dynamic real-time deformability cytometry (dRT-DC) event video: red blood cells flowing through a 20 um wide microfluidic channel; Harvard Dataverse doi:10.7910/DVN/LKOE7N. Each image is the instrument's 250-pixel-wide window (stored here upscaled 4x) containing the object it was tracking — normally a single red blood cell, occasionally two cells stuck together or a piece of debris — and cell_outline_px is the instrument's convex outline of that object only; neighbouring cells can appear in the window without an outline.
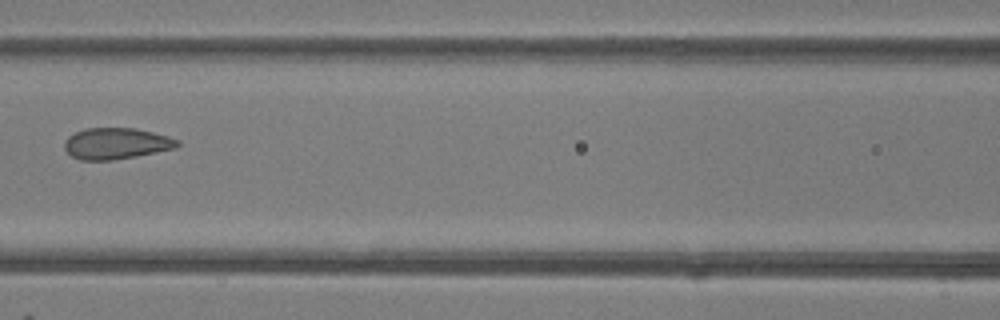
{"species": "common noctule bat (a hibernating species)", "species_latin": "Nyctalus noctula", "temperature_condition": "room temperature", "stored_images_in_passage": 5, "camera_frame_rate_fps": 3000, "um_per_image_px": 0.085, "animal": {"sex": "female"}, "frame": {"image": 1, "passage_image": 4, "time_ms": 3.333, "image_size_px": [1000, 320], "cell_outline_px": [[180, 144], [176, 148], [136, 156], [112, 160], [80, 160], [72, 156], [64, 148], [64, 140], [68, 136], [84, 128], [136, 128], [168, 136], [180, 140]], "centroid_in_image_um": [9.88, 12.19], "position_along_channel_um": 156.7, "area_um2": 20.63}}
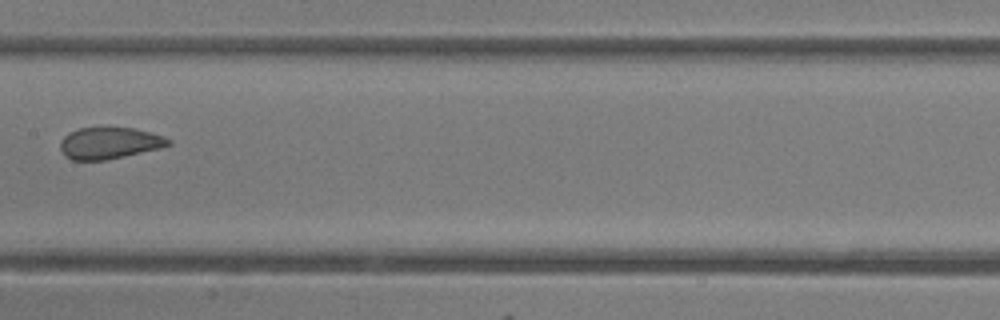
{"frame": {"image": 2, "passage_image": 5, "time_ms": 4.333, "image_size_px": [1000, 320], "cell_outline_px": [[172, 144], [160, 148], [124, 156], [104, 160], [72, 160], [64, 156], [60, 148], [60, 140], [64, 136], [80, 128], [132, 128], [164, 136], [172, 140]], "centroid_in_image_um": [9.29, 12.17], "position_along_channel_um": 198.1, "area_um2": 19.71}}